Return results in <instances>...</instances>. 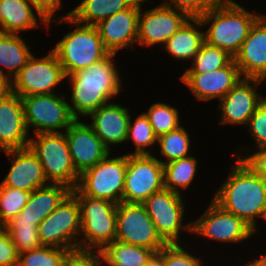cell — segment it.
<instances>
[{"mask_svg":"<svg viewBox=\"0 0 266 266\" xmlns=\"http://www.w3.org/2000/svg\"><path fill=\"white\" fill-rule=\"evenodd\" d=\"M109 156L82 172L76 189L84 196L119 204L123 197L127 154L115 158Z\"/></svg>","mask_w":266,"mask_h":266,"instance_id":"cell-7","label":"cell"},{"mask_svg":"<svg viewBox=\"0 0 266 266\" xmlns=\"http://www.w3.org/2000/svg\"><path fill=\"white\" fill-rule=\"evenodd\" d=\"M131 120L130 117L127 140L132 139L136 149L134 153H128L127 155H151V152L149 150L146 151L145 147L156 143L157 136L153 132L148 117L141 113L134 123Z\"/></svg>","mask_w":266,"mask_h":266,"instance_id":"cell-37","label":"cell"},{"mask_svg":"<svg viewBox=\"0 0 266 266\" xmlns=\"http://www.w3.org/2000/svg\"><path fill=\"white\" fill-rule=\"evenodd\" d=\"M4 152L13 161L1 182L4 186L32 192L49 185L39 159L29 147Z\"/></svg>","mask_w":266,"mask_h":266,"instance_id":"cell-22","label":"cell"},{"mask_svg":"<svg viewBox=\"0 0 266 266\" xmlns=\"http://www.w3.org/2000/svg\"><path fill=\"white\" fill-rule=\"evenodd\" d=\"M65 74L56 54L52 50L47 56L36 58L33 54L26 64L13 77L11 91L20 97L39 94H52Z\"/></svg>","mask_w":266,"mask_h":266,"instance_id":"cell-12","label":"cell"},{"mask_svg":"<svg viewBox=\"0 0 266 266\" xmlns=\"http://www.w3.org/2000/svg\"><path fill=\"white\" fill-rule=\"evenodd\" d=\"M115 240L143 246L155 253L167 245L158 234L144 205L123 201L117 204Z\"/></svg>","mask_w":266,"mask_h":266,"instance_id":"cell-10","label":"cell"},{"mask_svg":"<svg viewBox=\"0 0 266 266\" xmlns=\"http://www.w3.org/2000/svg\"><path fill=\"white\" fill-rule=\"evenodd\" d=\"M72 193L77 197L80 207L81 232L79 250L101 251L112 243L116 236L117 204L103 199L84 196L76 188Z\"/></svg>","mask_w":266,"mask_h":266,"instance_id":"cell-5","label":"cell"},{"mask_svg":"<svg viewBox=\"0 0 266 266\" xmlns=\"http://www.w3.org/2000/svg\"><path fill=\"white\" fill-rule=\"evenodd\" d=\"M138 0L132 7L119 11L100 21L96 26L104 47L115 53L124 47L133 46L138 36V18L142 2Z\"/></svg>","mask_w":266,"mask_h":266,"instance_id":"cell-18","label":"cell"},{"mask_svg":"<svg viewBox=\"0 0 266 266\" xmlns=\"http://www.w3.org/2000/svg\"><path fill=\"white\" fill-rule=\"evenodd\" d=\"M180 78L197 99L219 98L220 101L242 77L233 59L227 66L212 72L184 73Z\"/></svg>","mask_w":266,"mask_h":266,"instance_id":"cell-19","label":"cell"},{"mask_svg":"<svg viewBox=\"0 0 266 266\" xmlns=\"http://www.w3.org/2000/svg\"><path fill=\"white\" fill-rule=\"evenodd\" d=\"M160 161L152 155H127L123 202L143 203L164 189V168Z\"/></svg>","mask_w":266,"mask_h":266,"instance_id":"cell-11","label":"cell"},{"mask_svg":"<svg viewBox=\"0 0 266 266\" xmlns=\"http://www.w3.org/2000/svg\"><path fill=\"white\" fill-rule=\"evenodd\" d=\"M75 250L66 257L63 266H101L104 262L100 251ZM104 266V265H103Z\"/></svg>","mask_w":266,"mask_h":266,"instance_id":"cell-42","label":"cell"},{"mask_svg":"<svg viewBox=\"0 0 266 266\" xmlns=\"http://www.w3.org/2000/svg\"><path fill=\"white\" fill-rule=\"evenodd\" d=\"M38 233L42 245L79 250L80 207L72 192L38 225Z\"/></svg>","mask_w":266,"mask_h":266,"instance_id":"cell-8","label":"cell"},{"mask_svg":"<svg viewBox=\"0 0 266 266\" xmlns=\"http://www.w3.org/2000/svg\"><path fill=\"white\" fill-rule=\"evenodd\" d=\"M164 188L178 193L179 188L187 189L194 179L197 160L193 156L176 159L163 164Z\"/></svg>","mask_w":266,"mask_h":266,"instance_id":"cell-30","label":"cell"},{"mask_svg":"<svg viewBox=\"0 0 266 266\" xmlns=\"http://www.w3.org/2000/svg\"><path fill=\"white\" fill-rule=\"evenodd\" d=\"M11 92V81L6 75L0 73V99Z\"/></svg>","mask_w":266,"mask_h":266,"instance_id":"cell-45","label":"cell"},{"mask_svg":"<svg viewBox=\"0 0 266 266\" xmlns=\"http://www.w3.org/2000/svg\"><path fill=\"white\" fill-rule=\"evenodd\" d=\"M168 0L162 5L185 13L189 18H200L213 8L217 2L215 0ZM172 5V6H171Z\"/></svg>","mask_w":266,"mask_h":266,"instance_id":"cell-39","label":"cell"},{"mask_svg":"<svg viewBox=\"0 0 266 266\" xmlns=\"http://www.w3.org/2000/svg\"><path fill=\"white\" fill-rule=\"evenodd\" d=\"M248 125L251 136L256 141V149L266 147V98L250 117Z\"/></svg>","mask_w":266,"mask_h":266,"instance_id":"cell-40","label":"cell"},{"mask_svg":"<svg viewBox=\"0 0 266 266\" xmlns=\"http://www.w3.org/2000/svg\"><path fill=\"white\" fill-rule=\"evenodd\" d=\"M234 166L213 200L256 231L255 218L266 215V181L244 160H236Z\"/></svg>","mask_w":266,"mask_h":266,"instance_id":"cell-1","label":"cell"},{"mask_svg":"<svg viewBox=\"0 0 266 266\" xmlns=\"http://www.w3.org/2000/svg\"><path fill=\"white\" fill-rule=\"evenodd\" d=\"M165 266H202L200 259L184 250L179 243L167 244L163 247Z\"/></svg>","mask_w":266,"mask_h":266,"instance_id":"cell-38","label":"cell"},{"mask_svg":"<svg viewBox=\"0 0 266 266\" xmlns=\"http://www.w3.org/2000/svg\"><path fill=\"white\" fill-rule=\"evenodd\" d=\"M32 53L25 41L18 34L0 33V65L5 67L9 74L2 69L0 73L6 75L10 81L26 64Z\"/></svg>","mask_w":266,"mask_h":266,"instance_id":"cell-28","label":"cell"},{"mask_svg":"<svg viewBox=\"0 0 266 266\" xmlns=\"http://www.w3.org/2000/svg\"><path fill=\"white\" fill-rule=\"evenodd\" d=\"M72 192L64 184H49L31 192L28 202L11 220H28L38 226Z\"/></svg>","mask_w":266,"mask_h":266,"instance_id":"cell-24","label":"cell"},{"mask_svg":"<svg viewBox=\"0 0 266 266\" xmlns=\"http://www.w3.org/2000/svg\"><path fill=\"white\" fill-rule=\"evenodd\" d=\"M71 250L54 246H41L19 254L18 266H63Z\"/></svg>","mask_w":266,"mask_h":266,"instance_id":"cell-34","label":"cell"},{"mask_svg":"<svg viewBox=\"0 0 266 266\" xmlns=\"http://www.w3.org/2000/svg\"><path fill=\"white\" fill-rule=\"evenodd\" d=\"M258 78H241L220 100L222 118L220 124H248L250 117L265 99L255 90L262 83ZM254 84V86L252 85Z\"/></svg>","mask_w":266,"mask_h":266,"instance_id":"cell-17","label":"cell"},{"mask_svg":"<svg viewBox=\"0 0 266 266\" xmlns=\"http://www.w3.org/2000/svg\"><path fill=\"white\" fill-rule=\"evenodd\" d=\"M22 99L14 92L0 99V149H24L29 146Z\"/></svg>","mask_w":266,"mask_h":266,"instance_id":"cell-20","label":"cell"},{"mask_svg":"<svg viewBox=\"0 0 266 266\" xmlns=\"http://www.w3.org/2000/svg\"><path fill=\"white\" fill-rule=\"evenodd\" d=\"M19 254L7 229L0 226V266H18Z\"/></svg>","mask_w":266,"mask_h":266,"instance_id":"cell-41","label":"cell"},{"mask_svg":"<svg viewBox=\"0 0 266 266\" xmlns=\"http://www.w3.org/2000/svg\"><path fill=\"white\" fill-rule=\"evenodd\" d=\"M260 15L251 13L238 3L216 4L200 17L203 25L210 23L204 38L210 45L235 56Z\"/></svg>","mask_w":266,"mask_h":266,"instance_id":"cell-3","label":"cell"},{"mask_svg":"<svg viewBox=\"0 0 266 266\" xmlns=\"http://www.w3.org/2000/svg\"><path fill=\"white\" fill-rule=\"evenodd\" d=\"M255 231L235 214L224 210L213 199L200 218L192 222V232L216 241L239 243Z\"/></svg>","mask_w":266,"mask_h":266,"instance_id":"cell-14","label":"cell"},{"mask_svg":"<svg viewBox=\"0 0 266 266\" xmlns=\"http://www.w3.org/2000/svg\"><path fill=\"white\" fill-rule=\"evenodd\" d=\"M51 23L53 14L61 7V0H30Z\"/></svg>","mask_w":266,"mask_h":266,"instance_id":"cell-44","label":"cell"},{"mask_svg":"<svg viewBox=\"0 0 266 266\" xmlns=\"http://www.w3.org/2000/svg\"><path fill=\"white\" fill-rule=\"evenodd\" d=\"M65 136L73 165L79 174L94 167L110 154V150L94 130L89 125L80 122V119L65 130Z\"/></svg>","mask_w":266,"mask_h":266,"instance_id":"cell-16","label":"cell"},{"mask_svg":"<svg viewBox=\"0 0 266 266\" xmlns=\"http://www.w3.org/2000/svg\"><path fill=\"white\" fill-rule=\"evenodd\" d=\"M105 266H144L155 253L143 246L114 240L100 251Z\"/></svg>","mask_w":266,"mask_h":266,"instance_id":"cell-29","label":"cell"},{"mask_svg":"<svg viewBox=\"0 0 266 266\" xmlns=\"http://www.w3.org/2000/svg\"><path fill=\"white\" fill-rule=\"evenodd\" d=\"M57 19L61 23L76 25L75 30L66 34L53 49L65 76L88 68L110 54L104 47L96 26L80 24L67 14Z\"/></svg>","mask_w":266,"mask_h":266,"instance_id":"cell-4","label":"cell"},{"mask_svg":"<svg viewBox=\"0 0 266 266\" xmlns=\"http://www.w3.org/2000/svg\"><path fill=\"white\" fill-rule=\"evenodd\" d=\"M234 59L227 51L203 42L193 65L185 73H207L227 66Z\"/></svg>","mask_w":266,"mask_h":266,"instance_id":"cell-31","label":"cell"},{"mask_svg":"<svg viewBox=\"0 0 266 266\" xmlns=\"http://www.w3.org/2000/svg\"><path fill=\"white\" fill-rule=\"evenodd\" d=\"M190 138L184 127L162 134L157 137L162 156L167 159L166 162L160 161L162 164L170 161L185 158L190 149Z\"/></svg>","mask_w":266,"mask_h":266,"instance_id":"cell-33","label":"cell"},{"mask_svg":"<svg viewBox=\"0 0 266 266\" xmlns=\"http://www.w3.org/2000/svg\"><path fill=\"white\" fill-rule=\"evenodd\" d=\"M92 123L88 124L110 150V144L127 140L130 113L119 104L106 103L90 114Z\"/></svg>","mask_w":266,"mask_h":266,"instance_id":"cell-23","label":"cell"},{"mask_svg":"<svg viewBox=\"0 0 266 266\" xmlns=\"http://www.w3.org/2000/svg\"><path fill=\"white\" fill-rule=\"evenodd\" d=\"M144 266H165L163 260V248L154 253Z\"/></svg>","mask_w":266,"mask_h":266,"instance_id":"cell-46","label":"cell"},{"mask_svg":"<svg viewBox=\"0 0 266 266\" xmlns=\"http://www.w3.org/2000/svg\"><path fill=\"white\" fill-rule=\"evenodd\" d=\"M144 114L148 117L153 132L157 137L181 126L178 110L165 103L152 104L148 112H144Z\"/></svg>","mask_w":266,"mask_h":266,"instance_id":"cell-35","label":"cell"},{"mask_svg":"<svg viewBox=\"0 0 266 266\" xmlns=\"http://www.w3.org/2000/svg\"><path fill=\"white\" fill-rule=\"evenodd\" d=\"M254 154L246 158L237 155V159L244 160L260 177L266 181V147L259 148Z\"/></svg>","mask_w":266,"mask_h":266,"instance_id":"cell-43","label":"cell"},{"mask_svg":"<svg viewBox=\"0 0 266 266\" xmlns=\"http://www.w3.org/2000/svg\"><path fill=\"white\" fill-rule=\"evenodd\" d=\"M188 19L185 13L162 4L145 12L140 9L137 45L151 46L156 43L164 45Z\"/></svg>","mask_w":266,"mask_h":266,"instance_id":"cell-15","label":"cell"},{"mask_svg":"<svg viewBox=\"0 0 266 266\" xmlns=\"http://www.w3.org/2000/svg\"><path fill=\"white\" fill-rule=\"evenodd\" d=\"M4 227L7 229L18 254L43 246L38 226L28 220H10Z\"/></svg>","mask_w":266,"mask_h":266,"instance_id":"cell-32","label":"cell"},{"mask_svg":"<svg viewBox=\"0 0 266 266\" xmlns=\"http://www.w3.org/2000/svg\"><path fill=\"white\" fill-rule=\"evenodd\" d=\"M245 266H266V254L262 255L259 259L254 260V262H249Z\"/></svg>","mask_w":266,"mask_h":266,"instance_id":"cell-47","label":"cell"},{"mask_svg":"<svg viewBox=\"0 0 266 266\" xmlns=\"http://www.w3.org/2000/svg\"><path fill=\"white\" fill-rule=\"evenodd\" d=\"M241 77L266 79V17L252 25L241 49L234 56ZM243 75V76H242Z\"/></svg>","mask_w":266,"mask_h":266,"instance_id":"cell-21","label":"cell"},{"mask_svg":"<svg viewBox=\"0 0 266 266\" xmlns=\"http://www.w3.org/2000/svg\"><path fill=\"white\" fill-rule=\"evenodd\" d=\"M181 194L162 189L142 204L152 219L158 234L167 244L179 242L180 230L192 232V223L182 224L184 204Z\"/></svg>","mask_w":266,"mask_h":266,"instance_id":"cell-13","label":"cell"},{"mask_svg":"<svg viewBox=\"0 0 266 266\" xmlns=\"http://www.w3.org/2000/svg\"><path fill=\"white\" fill-rule=\"evenodd\" d=\"M30 138L29 148L39 159L49 183L75 189L79 173L75 170L65 133H39Z\"/></svg>","mask_w":266,"mask_h":266,"instance_id":"cell-6","label":"cell"},{"mask_svg":"<svg viewBox=\"0 0 266 266\" xmlns=\"http://www.w3.org/2000/svg\"><path fill=\"white\" fill-rule=\"evenodd\" d=\"M114 56L115 53H110L102 61L65 76L70 77L72 105L69 107L76 120L80 114L89 116L119 94L121 80L112 60Z\"/></svg>","mask_w":266,"mask_h":266,"instance_id":"cell-2","label":"cell"},{"mask_svg":"<svg viewBox=\"0 0 266 266\" xmlns=\"http://www.w3.org/2000/svg\"><path fill=\"white\" fill-rule=\"evenodd\" d=\"M36 10L41 21L47 26L48 19L30 2V0H0V33L17 34L19 31L38 28Z\"/></svg>","mask_w":266,"mask_h":266,"instance_id":"cell-25","label":"cell"},{"mask_svg":"<svg viewBox=\"0 0 266 266\" xmlns=\"http://www.w3.org/2000/svg\"><path fill=\"white\" fill-rule=\"evenodd\" d=\"M26 127L33 125L34 134L61 133L70 127L76 119L71 113L69 103L56 93L21 97Z\"/></svg>","mask_w":266,"mask_h":266,"instance_id":"cell-9","label":"cell"},{"mask_svg":"<svg viewBox=\"0 0 266 266\" xmlns=\"http://www.w3.org/2000/svg\"><path fill=\"white\" fill-rule=\"evenodd\" d=\"M197 25L203 26L200 18H189L163 47L179 60L194 59L205 41L204 33L197 29Z\"/></svg>","mask_w":266,"mask_h":266,"instance_id":"cell-26","label":"cell"},{"mask_svg":"<svg viewBox=\"0 0 266 266\" xmlns=\"http://www.w3.org/2000/svg\"><path fill=\"white\" fill-rule=\"evenodd\" d=\"M31 192L0 183V226H4L24 208Z\"/></svg>","mask_w":266,"mask_h":266,"instance_id":"cell-36","label":"cell"},{"mask_svg":"<svg viewBox=\"0 0 266 266\" xmlns=\"http://www.w3.org/2000/svg\"><path fill=\"white\" fill-rule=\"evenodd\" d=\"M217 4H222V3H236L233 0H215Z\"/></svg>","mask_w":266,"mask_h":266,"instance_id":"cell-48","label":"cell"},{"mask_svg":"<svg viewBox=\"0 0 266 266\" xmlns=\"http://www.w3.org/2000/svg\"><path fill=\"white\" fill-rule=\"evenodd\" d=\"M138 0H83L69 15L74 21L84 25H97L111 15L132 7Z\"/></svg>","mask_w":266,"mask_h":266,"instance_id":"cell-27","label":"cell"}]
</instances>
